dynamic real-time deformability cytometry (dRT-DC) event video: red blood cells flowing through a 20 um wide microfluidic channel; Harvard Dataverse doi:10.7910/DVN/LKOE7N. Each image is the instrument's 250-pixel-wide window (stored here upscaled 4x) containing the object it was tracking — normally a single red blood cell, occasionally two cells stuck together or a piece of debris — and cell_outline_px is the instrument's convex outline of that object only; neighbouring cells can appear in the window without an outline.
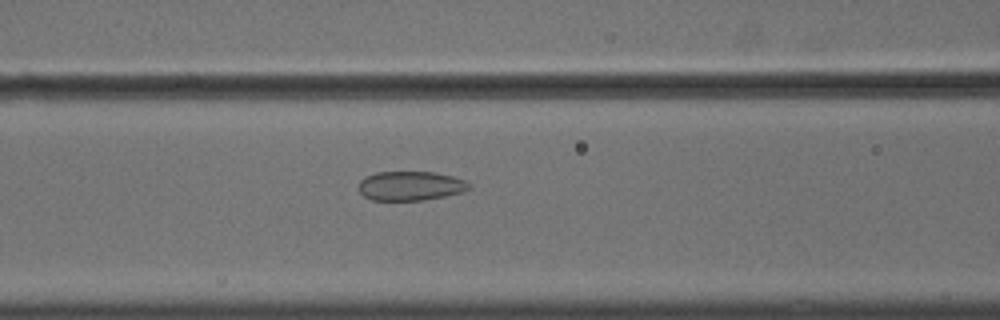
{"species": "common noctule bat (a hibernating species)", "species_latin": "Nyctalus noctula", "temperature_condition": "cold", "stored_images_in_passage": 57, "camera_frame_rate_fps": 3000, "um_per_image_px": 0.085, "animal": {"sex": "male", "body_mass_g": 18.8}, "frame": {"image": 1, "passage_image": 25, "time_ms": 8.0, "image_size_px": [1000, 320], "cell_outline_px": [[472, 188], [464, 192], [424, 200], [372, 200], [364, 196], [356, 188], [360, 180], [376, 172], [432, 172], [452, 176], [464, 180]], "centroid_in_image_um": [34.87, 15.8], "position_along_channel_um": 131.7, "area_um2": 18.84}}
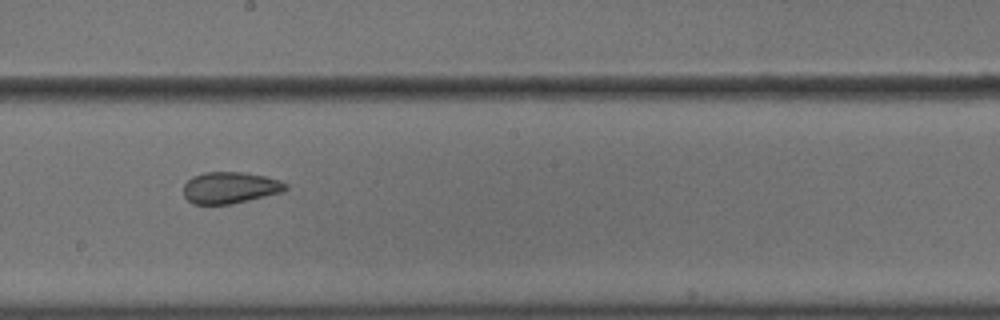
{"frame": {"image": 2, "passage_image": 33, "time_ms": 10.667, "image_size_px": [1000, 320], "cell_outline_px": [[288, 188], [280, 192], [232, 204], [192, 204], [184, 196], [184, 184], [192, 176], [204, 172], [244, 172], [264, 176], [280, 180], [288, 184]], "centroid_in_image_um": [19.53, 15.94], "position_along_channel_um": 228.7, "area_um2": 18.73}}
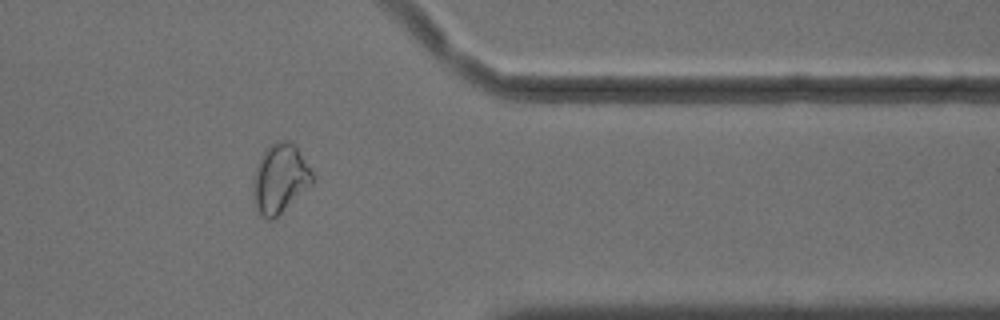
{"frame": {"image": 3, "passage_image": 47, "time_ms": 15.333, "image_size_px": [1000, 320], "cell_outline_px": [[316, 180], [312, 184], [272, 220], [268, 220], [260, 216], [256, 208], [256, 168], [264, 152], [272, 144], [280, 140], [288, 140], [296, 148], [312, 172]], "centroid_in_image_um": [23.85, 15.19], "position_along_channel_um": 387.6, "area_um2": 22.72}, "authors_computed_cell_mechanics": {"area_um2": 23.0622, "velocity_mm_per_s": 3.6341, "shape_relaxation_time_tau1_ms": null, "shape_relaxation_time_tau2_ms": 1.8252, "deformation_change_tau1": null, "deformation_change_tau2": 0.0639}}